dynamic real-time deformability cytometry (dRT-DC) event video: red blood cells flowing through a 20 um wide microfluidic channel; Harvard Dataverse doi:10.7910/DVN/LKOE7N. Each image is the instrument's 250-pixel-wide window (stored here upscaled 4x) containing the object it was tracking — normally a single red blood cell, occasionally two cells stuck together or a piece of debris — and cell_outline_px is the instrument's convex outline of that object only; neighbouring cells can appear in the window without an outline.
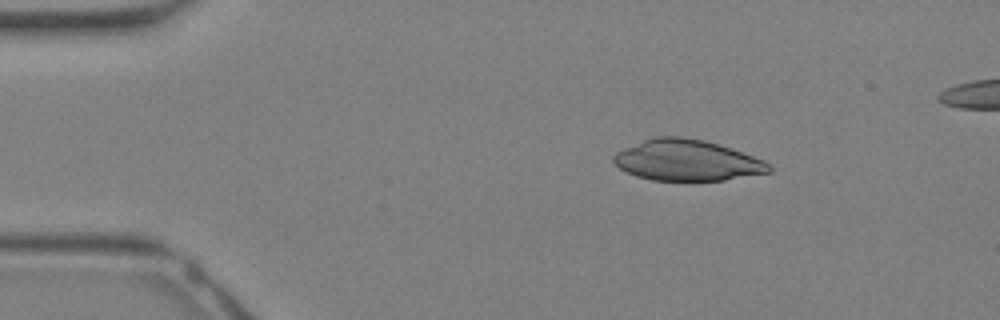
{"species": "Egyptian fruit bat (a non-hibernating species)", "species_latin": "Rousettus aegyptiacus", "temperature_condition": "warm", "stored_images_in_passage": 29, "camera_frame_rate_fps": 3000, "um_per_image_px": 0.085, "animal": {"sex": "female"}, "frame": {"image": 1, "passage_image": 2, "time_ms": 0.333, "image_size_px": [1000, 320], "cell_outline_px": [[772, 172], [724, 180], [652, 180], [636, 176], [620, 168], [612, 160], [612, 156], [616, 152], [624, 148], [644, 140], [656, 136], [680, 136], [704, 140], [720, 144], [764, 160], [772, 168]], "centroid_in_image_um": [58.4, 13.62], "position_along_channel_um": 26.6, "area_um2": 36.99}}